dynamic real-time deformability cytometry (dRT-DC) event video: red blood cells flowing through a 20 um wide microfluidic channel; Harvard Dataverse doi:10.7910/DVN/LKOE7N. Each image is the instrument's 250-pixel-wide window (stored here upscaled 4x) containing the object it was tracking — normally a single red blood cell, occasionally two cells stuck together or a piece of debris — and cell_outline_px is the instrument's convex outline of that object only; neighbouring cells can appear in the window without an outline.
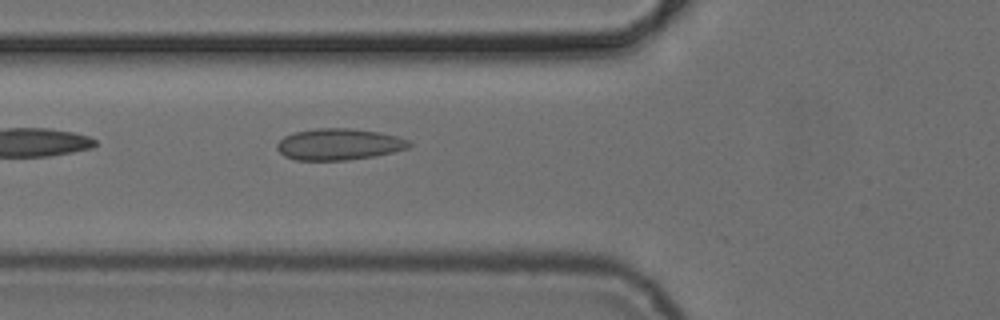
{"species": "common noctule bat (a hibernating species)", "species_latin": "Nyctalus noctula", "temperature_condition": "cold", "stored_images_in_passage": 4, "camera_frame_rate_fps": 3000, "um_per_image_px": 0.085, "animal": {"sex": "female", "body_mass_g": 24.6, "forearm_length_mm": 56.2}, "frame": {"image": 1, "passage_image": 4, "time_ms": 4.667, "image_size_px": [1000, 320], "cell_outline_px": [[412, 144], [408, 148], [376, 156], [348, 160], [296, 160], [284, 156], [276, 148], [276, 144], [284, 136], [292, 132], [316, 128], [348, 128], [380, 132], [396, 136], [408, 140]], "centroid_in_image_um": [28.78, 12.26], "position_along_channel_um": 97.0, "area_um2": 24.33}}